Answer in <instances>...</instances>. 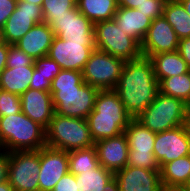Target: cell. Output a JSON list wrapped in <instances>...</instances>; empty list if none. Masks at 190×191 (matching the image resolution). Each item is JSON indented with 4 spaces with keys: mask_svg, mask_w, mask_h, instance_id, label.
<instances>
[{
    "mask_svg": "<svg viewBox=\"0 0 190 191\" xmlns=\"http://www.w3.org/2000/svg\"><path fill=\"white\" fill-rule=\"evenodd\" d=\"M114 90L118 93L126 112L132 118L138 117L160 92L150 58L141 56L125 61Z\"/></svg>",
    "mask_w": 190,
    "mask_h": 191,
    "instance_id": "cell-1",
    "label": "cell"
},
{
    "mask_svg": "<svg viewBox=\"0 0 190 191\" xmlns=\"http://www.w3.org/2000/svg\"><path fill=\"white\" fill-rule=\"evenodd\" d=\"M99 89L86 84L81 71L61 70L52 80L50 93L55 113L87 119Z\"/></svg>",
    "mask_w": 190,
    "mask_h": 191,
    "instance_id": "cell-2",
    "label": "cell"
},
{
    "mask_svg": "<svg viewBox=\"0 0 190 191\" xmlns=\"http://www.w3.org/2000/svg\"><path fill=\"white\" fill-rule=\"evenodd\" d=\"M46 145L45 128L22 111L0 117V150H39Z\"/></svg>",
    "mask_w": 190,
    "mask_h": 191,
    "instance_id": "cell-3",
    "label": "cell"
},
{
    "mask_svg": "<svg viewBox=\"0 0 190 191\" xmlns=\"http://www.w3.org/2000/svg\"><path fill=\"white\" fill-rule=\"evenodd\" d=\"M46 145L64 151L94 146L87 119L54 114L45 129Z\"/></svg>",
    "mask_w": 190,
    "mask_h": 191,
    "instance_id": "cell-4",
    "label": "cell"
},
{
    "mask_svg": "<svg viewBox=\"0 0 190 191\" xmlns=\"http://www.w3.org/2000/svg\"><path fill=\"white\" fill-rule=\"evenodd\" d=\"M187 108L182 100L159 92L136 119L152 132L159 133L184 125Z\"/></svg>",
    "mask_w": 190,
    "mask_h": 191,
    "instance_id": "cell-5",
    "label": "cell"
},
{
    "mask_svg": "<svg viewBox=\"0 0 190 191\" xmlns=\"http://www.w3.org/2000/svg\"><path fill=\"white\" fill-rule=\"evenodd\" d=\"M95 48L124 61L142 56L141 45L119 29L113 19L94 24Z\"/></svg>",
    "mask_w": 190,
    "mask_h": 191,
    "instance_id": "cell-6",
    "label": "cell"
},
{
    "mask_svg": "<svg viewBox=\"0 0 190 191\" xmlns=\"http://www.w3.org/2000/svg\"><path fill=\"white\" fill-rule=\"evenodd\" d=\"M40 149L8 153V181L14 191H39Z\"/></svg>",
    "mask_w": 190,
    "mask_h": 191,
    "instance_id": "cell-7",
    "label": "cell"
},
{
    "mask_svg": "<svg viewBox=\"0 0 190 191\" xmlns=\"http://www.w3.org/2000/svg\"><path fill=\"white\" fill-rule=\"evenodd\" d=\"M124 134L129 146L127 165L149 170H160L153 152L156 133L146 128L136 118H132L128 127L124 130Z\"/></svg>",
    "mask_w": 190,
    "mask_h": 191,
    "instance_id": "cell-8",
    "label": "cell"
},
{
    "mask_svg": "<svg viewBox=\"0 0 190 191\" xmlns=\"http://www.w3.org/2000/svg\"><path fill=\"white\" fill-rule=\"evenodd\" d=\"M124 63L121 58L95 49L82 70L83 80L99 90L115 89Z\"/></svg>",
    "mask_w": 190,
    "mask_h": 191,
    "instance_id": "cell-9",
    "label": "cell"
},
{
    "mask_svg": "<svg viewBox=\"0 0 190 191\" xmlns=\"http://www.w3.org/2000/svg\"><path fill=\"white\" fill-rule=\"evenodd\" d=\"M95 45H84V41H69L54 36L47 56L53 59L62 70H83Z\"/></svg>",
    "mask_w": 190,
    "mask_h": 191,
    "instance_id": "cell-10",
    "label": "cell"
},
{
    "mask_svg": "<svg viewBox=\"0 0 190 191\" xmlns=\"http://www.w3.org/2000/svg\"><path fill=\"white\" fill-rule=\"evenodd\" d=\"M54 36L69 41H84V45H95L94 24L75 7L70 14L55 17L46 22Z\"/></svg>",
    "mask_w": 190,
    "mask_h": 191,
    "instance_id": "cell-11",
    "label": "cell"
},
{
    "mask_svg": "<svg viewBox=\"0 0 190 191\" xmlns=\"http://www.w3.org/2000/svg\"><path fill=\"white\" fill-rule=\"evenodd\" d=\"M43 22L41 6L18 0L15 10L3 27L4 41L16 44L34 25Z\"/></svg>",
    "mask_w": 190,
    "mask_h": 191,
    "instance_id": "cell-12",
    "label": "cell"
},
{
    "mask_svg": "<svg viewBox=\"0 0 190 191\" xmlns=\"http://www.w3.org/2000/svg\"><path fill=\"white\" fill-rule=\"evenodd\" d=\"M153 152L159 168L175 159L190 155V136L185 125L156 133Z\"/></svg>",
    "mask_w": 190,
    "mask_h": 191,
    "instance_id": "cell-13",
    "label": "cell"
},
{
    "mask_svg": "<svg viewBox=\"0 0 190 191\" xmlns=\"http://www.w3.org/2000/svg\"><path fill=\"white\" fill-rule=\"evenodd\" d=\"M69 172L68 152L45 145L40 148L39 191H52Z\"/></svg>",
    "mask_w": 190,
    "mask_h": 191,
    "instance_id": "cell-14",
    "label": "cell"
},
{
    "mask_svg": "<svg viewBox=\"0 0 190 191\" xmlns=\"http://www.w3.org/2000/svg\"><path fill=\"white\" fill-rule=\"evenodd\" d=\"M179 38L164 16L152 20L148 32L141 44L142 56L177 51Z\"/></svg>",
    "mask_w": 190,
    "mask_h": 191,
    "instance_id": "cell-15",
    "label": "cell"
},
{
    "mask_svg": "<svg viewBox=\"0 0 190 191\" xmlns=\"http://www.w3.org/2000/svg\"><path fill=\"white\" fill-rule=\"evenodd\" d=\"M119 191H163L160 170L126 165L114 173Z\"/></svg>",
    "mask_w": 190,
    "mask_h": 191,
    "instance_id": "cell-16",
    "label": "cell"
},
{
    "mask_svg": "<svg viewBox=\"0 0 190 191\" xmlns=\"http://www.w3.org/2000/svg\"><path fill=\"white\" fill-rule=\"evenodd\" d=\"M99 164L116 173L128 163L129 146L124 132L116 137L105 138L94 143Z\"/></svg>",
    "mask_w": 190,
    "mask_h": 191,
    "instance_id": "cell-17",
    "label": "cell"
},
{
    "mask_svg": "<svg viewBox=\"0 0 190 191\" xmlns=\"http://www.w3.org/2000/svg\"><path fill=\"white\" fill-rule=\"evenodd\" d=\"M20 99L22 112L46 129L55 114L51 93L29 88Z\"/></svg>",
    "mask_w": 190,
    "mask_h": 191,
    "instance_id": "cell-18",
    "label": "cell"
},
{
    "mask_svg": "<svg viewBox=\"0 0 190 191\" xmlns=\"http://www.w3.org/2000/svg\"><path fill=\"white\" fill-rule=\"evenodd\" d=\"M53 38V30L43 22L34 25L15 45L33 59H39L47 56Z\"/></svg>",
    "mask_w": 190,
    "mask_h": 191,
    "instance_id": "cell-19",
    "label": "cell"
},
{
    "mask_svg": "<svg viewBox=\"0 0 190 191\" xmlns=\"http://www.w3.org/2000/svg\"><path fill=\"white\" fill-rule=\"evenodd\" d=\"M112 19L119 29H122L124 33L134 38L140 45L152 22V19L146 17L145 14L137 9L126 7H118Z\"/></svg>",
    "mask_w": 190,
    "mask_h": 191,
    "instance_id": "cell-20",
    "label": "cell"
},
{
    "mask_svg": "<svg viewBox=\"0 0 190 191\" xmlns=\"http://www.w3.org/2000/svg\"><path fill=\"white\" fill-rule=\"evenodd\" d=\"M132 117H108L98 116L93 109L87 117L91 137L94 141L116 137L124 132Z\"/></svg>",
    "mask_w": 190,
    "mask_h": 191,
    "instance_id": "cell-21",
    "label": "cell"
},
{
    "mask_svg": "<svg viewBox=\"0 0 190 191\" xmlns=\"http://www.w3.org/2000/svg\"><path fill=\"white\" fill-rule=\"evenodd\" d=\"M160 176L164 190L181 191L190 178V155L164 164Z\"/></svg>",
    "mask_w": 190,
    "mask_h": 191,
    "instance_id": "cell-22",
    "label": "cell"
},
{
    "mask_svg": "<svg viewBox=\"0 0 190 191\" xmlns=\"http://www.w3.org/2000/svg\"><path fill=\"white\" fill-rule=\"evenodd\" d=\"M155 76L160 83L164 78L178 76L189 71L186 62L178 51L158 53L152 55Z\"/></svg>",
    "mask_w": 190,
    "mask_h": 191,
    "instance_id": "cell-23",
    "label": "cell"
},
{
    "mask_svg": "<svg viewBox=\"0 0 190 191\" xmlns=\"http://www.w3.org/2000/svg\"><path fill=\"white\" fill-rule=\"evenodd\" d=\"M35 66H15L5 68L0 74V89L21 95L30 88Z\"/></svg>",
    "mask_w": 190,
    "mask_h": 191,
    "instance_id": "cell-24",
    "label": "cell"
},
{
    "mask_svg": "<svg viewBox=\"0 0 190 191\" xmlns=\"http://www.w3.org/2000/svg\"><path fill=\"white\" fill-rule=\"evenodd\" d=\"M76 7L93 24L111 20L118 8L117 0H77Z\"/></svg>",
    "mask_w": 190,
    "mask_h": 191,
    "instance_id": "cell-25",
    "label": "cell"
},
{
    "mask_svg": "<svg viewBox=\"0 0 190 191\" xmlns=\"http://www.w3.org/2000/svg\"><path fill=\"white\" fill-rule=\"evenodd\" d=\"M94 109L98 112V116L131 117L114 89L99 90Z\"/></svg>",
    "mask_w": 190,
    "mask_h": 191,
    "instance_id": "cell-26",
    "label": "cell"
},
{
    "mask_svg": "<svg viewBox=\"0 0 190 191\" xmlns=\"http://www.w3.org/2000/svg\"><path fill=\"white\" fill-rule=\"evenodd\" d=\"M163 16L173 27L179 40L190 37V16L179 1H167Z\"/></svg>",
    "mask_w": 190,
    "mask_h": 191,
    "instance_id": "cell-27",
    "label": "cell"
},
{
    "mask_svg": "<svg viewBox=\"0 0 190 191\" xmlns=\"http://www.w3.org/2000/svg\"><path fill=\"white\" fill-rule=\"evenodd\" d=\"M114 178V173L99 165L93 170L76 175L78 191H103L106 184Z\"/></svg>",
    "mask_w": 190,
    "mask_h": 191,
    "instance_id": "cell-28",
    "label": "cell"
},
{
    "mask_svg": "<svg viewBox=\"0 0 190 191\" xmlns=\"http://www.w3.org/2000/svg\"><path fill=\"white\" fill-rule=\"evenodd\" d=\"M159 89L162 94L180 99L190 106V71L164 78L159 83Z\"/></svg>",
    "mask_w": 190,
    "mask_h": 191,
    "instance_id": "cell-29",
    "label": "cell"
},
{
    "mask_svg": "<svg viewBox=\"0 0 190 191\" xmlns=\"http://www.w3.org/2000/svg\"><path fill=\"white\" fill-rule=\"evenodd\" d=\"M68 158L69 172L75 176L81 172L91 171L100 165L95 146L69 151Z\"/></svg>",
    "mask_w": 190,
    "mask_h": 191,
    "instance_id": "cell-30",
    "label": "cell"
},
{
    "mask_svg": "<svg viewBox=\"0 0 190 191\" xmlns=\"http://www.w3.org/2000/svg\"><path fill=\"white\" fill-rule=\"evenodd\" d=\"M77 0H43L42 13L44 22L55 21V17L70 14L76 7Z\"/></svg>",
    "mask_w": 190,
    "mask_h": 191,
    "instance_id": "cell-31",
    "label": "cell"
},
{
    "mask_svg": "<svg viewBox=\"0 0 190 191\" xmlns=\"http://www.w3.org/2000/svg\"><path fill=\"white\" fill-rule=\"evenodd\" d=\"M21 111L20 96L0 89V117L13 115Z\"/></svg>",
    "mask_w": 190,
    "mask_h": 191,
    "instance_id": "cell-32",
    "label": "cell"
},
{
    "mask_svg": "<svg viewBox=\"0 0 190 191\" xmlns=\"http://www.w3.org/2000/svg\"><path fill=\"white\" fill-rule=\"evenodd\" d=\"M15 66H34V59L15 44H9L6 67L15 68Z\"/></svg>",
    "mask_w": 190,
    "mask_h": 191,
    "instance_id": "cell-33",
    "label": "cell"
},
{
    "mask_svg": "<svg viewBox=\"0 0 190 191\" xmlns=\"http://www.w3.org/2000/svg\"><path fill=\"white\" fill-rule=\"evenodd\" d=\"M34 66L38 73H41L46 77V80L52 82V80L60 73L61 67L48 56L34 59Z\"/></svg>",
    "mask_w": 190,
    "mask_h": 191,
    "instance_id": "cell-34",
    "label": "cell"
},
{
    "mask_svg": "<svg viewBox=\"0 0 190 191\" xmlns=\"http://www.w3.org/2000/svg\"><path fill=\"white\" fill-rule=\"evenodd\" d=\"M167 0H144L137 10L154 20L163 16L164 8Z\"/></svg>",
    "mask_w": 190,
    "mask_h": 191,
    "instance_id": "cell-35",
    "label": "cell"
},
{
    "mask_svg": "<svg viewBox=\"0 0 190 191\" xmlns=\"http://www.w3.org/2000/svg\"><path fill=\"white\" fill-rule=\"evenodd\" d=\"M52 191H78L76 176L68 172L56 183Z\"/></svg>",
    "mask_w": 190,
    "mask_h": 191,
    "instance_id": "cell-36",
    "label": "cell"
},
{
    "mask_svg": "<svg viewBox=\"0 0 190 191\" xmlns=\"http://www.w3.org/2000/svg\"><path fill=\"white\" fill-rule=\"evenodd\" d=\"M51 83V81L46 80L45 76H43L41 73H38L36 68L34 69L30 83V89L50 92Z\"/></svg>",
    "mask_w": 190,
    "mask_h": 191,
    "instance_id": "cell-37",
    "label": "cell"
},
{
    "mask_svg": "<svg viewBox=\"0 0 190 191\" xmlns=\"http://www.w3.org/2000/svg\"><path fill=\"white\" fill-rule=\"evenodd\" d=\"M18 0H0V28L3 29L7 19L16 8Z\"/></svg>",
    "mask_w": 190,
    "mask_h": 191,
    "instance_id": "cell-38",
    "label": "cell"
},
{
    "mask_svg": "<svg viewBox=\"0 0 190 191\" xmlns=\"http://www.w3.org/2000/svg\"><path fill=\"white\" fill-rule=\"evenodd\" d=\"M177 51L190 71V37L179 40Z\"/></svg>",
    "mask_w": 190,
    "mask_h": 191,
    "instance_id": "cell-39",
    "label": "cell"
},
{
    "mask_svg": "<svg viewBox=\"0 0 190 191\" xmlns=\"http://www.w3.org/2000/svg\"><path fill=\"white\" fill-rule=\"evenodd\" d=\"M8 181V152L0 150V184Z\"/></svg>",
    "mask_w": 190,
    "mask_h": 191,
    "instance_id": "cell-40",
    "label": "cell"
},
{
    "mask_svg": "<svg viewBox=\"0 0 190 191\" xmlns=\"http://www.w3.org/2000/svg\"><path fill=\"white\" fill-rule=\"evenodd\" d=\"M9 44L6 42L0 44V74L6 68Z\"/></svg>",
    "mask_w": 190,
    "mask_h": 191,
    "instance_id": "cell-41",
    "label": "cell"
},
{
    "mask_svg": "<svg viewBox=\"0 0 190 191\" xmlns=\"http://www.w3.org/2000/svg\"><path fill=\"white\" fill-rule=\"evenodd\" d=\"M144 0H118V7L137 9Z\"/></svg>",
    "mask_w": 190,
    "mask_h": 191,
    "instance_id": "cell-42",
    "label": "cell"
},
{
    "mask_svg": "<svg viewBox=\"0 0 190 191\" xmlns=\"http://www.w3.org/2000/svg\"><path fill=\"white\" fill-rule=\"evenodd\" d=\"M104 189L103 191H119V186L115 177L106 184Z\"/></svg>",
    "mask_w": 190,
    "mask_h": 191,
    "instance_id": "cell-43",
    "label": "cell"
},
{
    "mask_svg": "<svg viewBox=\"0 0 190 191\" xmlns=\"http://www.w3.org/2000/svg\"><path fill=\"white\" fill-rule=\"evenodd\" d=\"M184 125L186 127L187 132H188V135L190 136V106H188V108H187L185 124Z\"/></svg>",
    "mask_w": 190,
    "mask_h": 191,
    "instance_id": "cell-44",
    "label": "cell"
},
{
    "mask_svg": "<svg viewBox=\"0 0 190 191\" xmlns=\"http://www.w3.org/2000/svg\"><path fill=\"white\" fill-rule=\"evenodd\" d=\"M0 191H14V189L9 184V181H6V182L0 184Z\"/></svg>",
    "mask_w": 190,
    "mask_h": 191,
    "instance_id": "cell-45",
    "label": "cell"
},
{
    "mask_svg": "<svg viewBox=\"0 0 190 191\" xmlns=\"http://www.w3.org/2000/svg\"><path fill=\"white\" fill-rule=\"evenodd\" d=\"M179 2L182 4V6L184 7L185 11L190 16V0H179Z\"/></svg>",
    "mask_w": 190,
    "mask_h": 191,
    "instance_id": "cell-46",
    "label": "cell"
},
{
    "mask_svg": "<svg viewBox=\"0 0 190 191\" xmlns=\"http://www.w3.org/2000/svg\"><path fill=\"white\" fill-rule=\"evenodd\" d=\"M21 1H27L31 4H35V5H38V6H41L42 7V2L43 0H21Z\"/></svg>",
    "mask_w": 190,
    "mask_h": 191,
    "instance_id": "cell-47",
    "label": "cell"
},
{
    "mask_svg": "<svg viewBox=\"0 0 190 191\" xmlns=\"http://www.w3.org/2000/svg\"><path fill=\"white\" fill-rule=\"evenodd\" d=\"M181 191H190V178H189L187 184L182 188Z\"/></svg>",
    "mask_w": 190,
    "mask_h": 191,
    "instance_id": "cell-48",
    "label": "cell"
},
{
    "mask_svg": "<svg viewBox=\"0 0 190 191\" xmlns=\"http://www.w3.org/2000/svg\"><path fill=\"white\" fill-rule=\"evenodd\" d=\"M4 37H3V29L0 28V44L4 43Z\"/></svg>",
    "mask_w": 190,
    "mask_h": 191,
    "instance_id": "cell-49",
    "label": "cell"
}]
</instances>
